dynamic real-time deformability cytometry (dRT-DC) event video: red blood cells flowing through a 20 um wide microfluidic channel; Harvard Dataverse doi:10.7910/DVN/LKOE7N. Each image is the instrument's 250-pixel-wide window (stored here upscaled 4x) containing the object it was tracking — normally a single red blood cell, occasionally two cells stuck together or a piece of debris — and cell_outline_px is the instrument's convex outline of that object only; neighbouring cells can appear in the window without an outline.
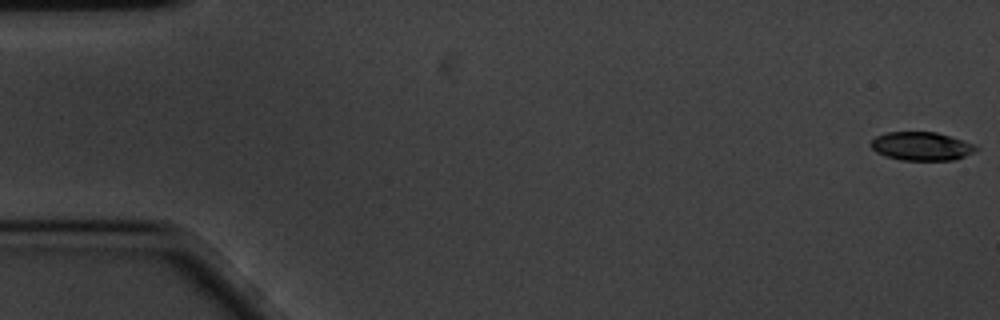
{"species": "common noctule bat (a hibernating species)", "species_latin": "Nyctalus noctula", "temperature_condition": "cold", "stored_images_in_passage": 59, "camera_frame_rate_fps": 3000, "um_per_image_px": 0.085, "animal": {"sex": "male", "body_mass_g": 20.1, "forearm_length_mm": 53.5}, "frame": {"image": 1, "passage_image": 1, "time_ms": 0.0, "image_size_px": [1000, 320], "cell_outline_px": [[980, 148], [964, 156], [952, 160], [900, 160], [884, 156], [876, 152], [868, 144], [876, 136], [888, 132], [936, 132], [972, 144]], "centroid_in_image_um": [78.25, 12.43], "position_along_channel_um": 6.7, "area_um2": 17.28}}
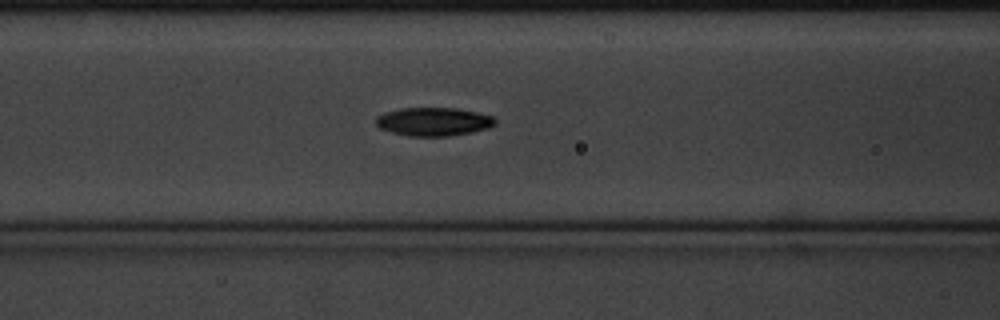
{"frame": {"image": 2, "passage_image": 24, "time_ms": 7.667, "image_size_px": [1000, 320], "cell_outline_px": [[496, 124], [488, 128], [472, 132], [448, 136], [408, 136], [392, 132], [380, 128], [376, 124], [376, 116], [384, 112], [400, 108], [456, 108], [476, 112], [492, 116], [496, 120]], "centroid_in_image_um": [36.84, 10.34], "position_along_channel_um": 129.8, "area_um2": 19.77}}
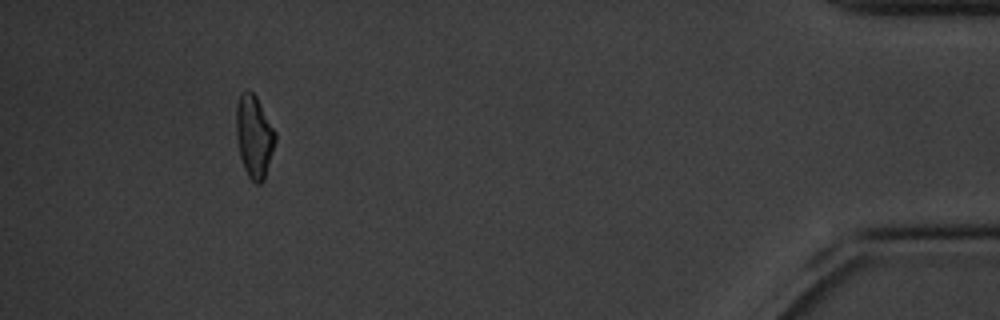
{"frame": {"image": 3, "passage_image": 55, "time_ms": 18.0, "image_size_px": [1000, 320], "cell_outline_px": [[276, 140], [264, 180], [260, 184], [256, 184], [248, 176], [244, 168], [240, 156], [236, 136], [236, 108], [240, 92], [248, 88], [256, 96], [276, 132]], "centroid_in_image_um": [21.59, 11.57], "position_along_channel_um": 413.6, "area_um2": 18.84}, "authors_computed_cell_mechanics": {"area_um2": 18.785, "velocity_mm_per_s": 3.3758, "shape_relaxation_time_tau1_ms": 3.0041, "shape_relaxation_time_tau2_ms": 11.2227, "deformation_change_tau1": 0.1429, "deformation_change_tau2": 0.1683}}